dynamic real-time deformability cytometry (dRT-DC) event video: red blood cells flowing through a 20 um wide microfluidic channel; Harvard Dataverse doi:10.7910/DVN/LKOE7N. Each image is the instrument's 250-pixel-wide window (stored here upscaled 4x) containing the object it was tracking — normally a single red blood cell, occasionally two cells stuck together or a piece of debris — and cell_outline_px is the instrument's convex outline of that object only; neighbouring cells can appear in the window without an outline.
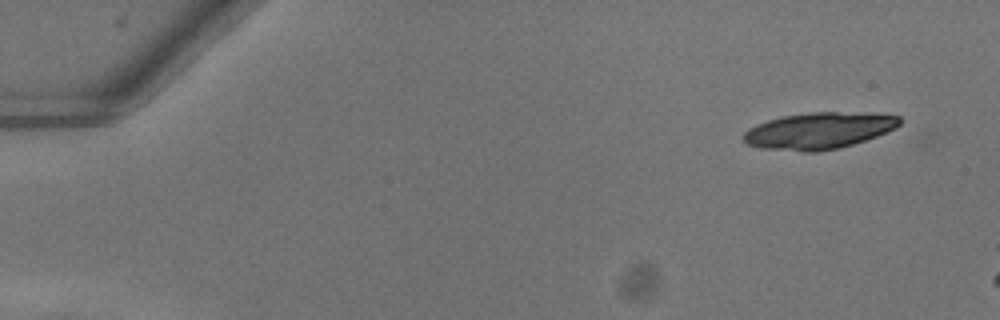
{"species": "common noctule bat (a hibernating species)", "species_latin": "Nyctalus noctula", "temperature_condition": "warm", "stored_images_in_passage": 3, "camera_frame_rate_fps": 3000, "um_per_image_px": 0.085, "animal": {"sex": "female"}, "frame": {"image": 1, "passage_image": 2, "time_ms": 0.333, "image_size_px": [1000, 320], "cell_outline_px": [[900, 124], [896, 128], [876, 136], [840, 148], [816, 152], [800, 152], [760, 148], [748, 144], [744, 140], [744, 132], [748, 128], [756, 124], [768, 120], [784, 116], [808, 112], [876, 112], [900, 116]], "centroid_in_image_um": [69.62, 11.1], "position_along_channel_um": 15.4, "area_um2": 33.52}}